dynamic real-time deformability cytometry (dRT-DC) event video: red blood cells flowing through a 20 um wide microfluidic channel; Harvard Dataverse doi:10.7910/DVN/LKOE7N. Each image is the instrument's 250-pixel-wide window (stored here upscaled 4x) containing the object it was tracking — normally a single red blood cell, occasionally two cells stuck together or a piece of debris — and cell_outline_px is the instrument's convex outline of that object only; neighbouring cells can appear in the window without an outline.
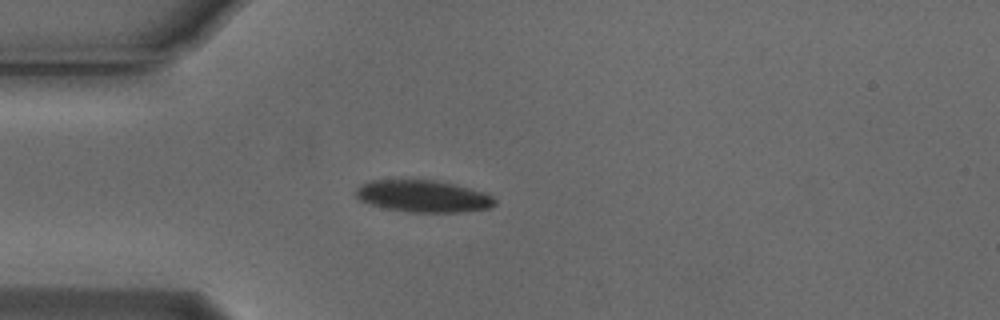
{"species": "Egyptian fruit bat (a non-hibernating species)", "species_latin": "Rousettus aegyptiacus", "temperature_condition": "cold", "stored_images_in_passage": 41, "camera_frame_rate_fps": 3000, "um_per_image_px": 0.085, "animal": {"sex": "male"}, "frame": {"image": 1, "passage_image": 1, "time_ms": 0.0, "image_size_px": [1000, 320], "cell_outline_px": [[496, 204], [488, 208], [460, 212], [408, 212], [384, 208], [360, 200], [356, 196], [356, 188], [360, 184], [368, 180], [436, 180], [484, 192], [492, 196], [496, 200]], "centroid_in_image_um": [35.94, 16.67], "position_along_channel_um": 49.1, "area_um2": 25.78}}
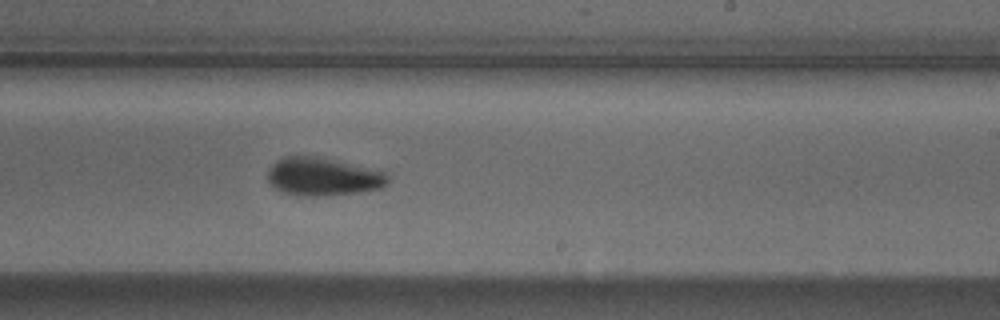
{"frame": {"image": 2, "passage_image": 19, "time_ms": 6.0, "image_size_px": [1000, 320], "cell_outline_px": [[388, 184], [380, 188], [360, 192], [316, 196], [304, 196], [284, 192], [268, 184], [268, 172], [272, 164], [276, 160], [284, 156], [316, 156], [336, 160], [384, 172], [388, 176]], "centroid_in_image_um": [27.42, 15.01], "position_along_channel_um": 261.6, "area_um2": 26.47}}
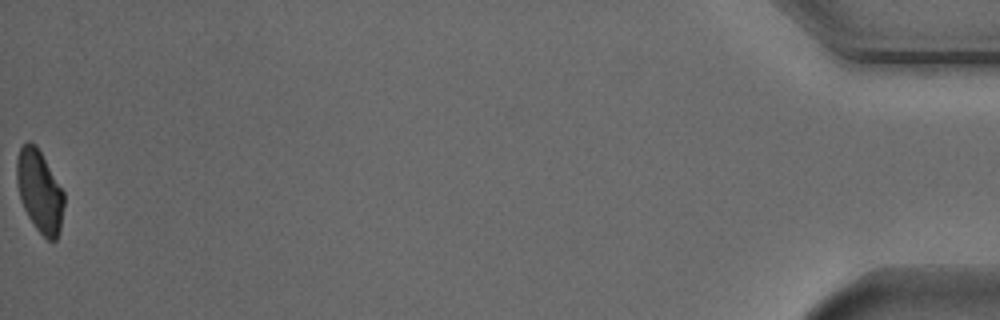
{"frame": {"image": 3, "passage_image": 41, "time_ms": 13.333, "image_size_px": [1000, 320], "cell_outline_px": [[64, 204], [60, 232], [56, 240], [48, 240], [36, 228], [28, 216], [24, 208], [20, 196], [16, 180], [16, 160], [20, 148], [28, 140], [36, 144], [64, 192]], "centroid_in_image_um": [3.37, 16.24], "position_along_channel_um": 431.8, "area_um2": 22.54}, "authors_computed_cell_mechanics": {"area_um2": 25.7788, "velocity_mm_per_s": 3.7497, "shape_relaxation_time_tau1_ms": 4.4875, "shape_relaxation_time_tau2_ms": null, "deformation_change_tau1": 0.1329, "deformation_change_tau2": null}}